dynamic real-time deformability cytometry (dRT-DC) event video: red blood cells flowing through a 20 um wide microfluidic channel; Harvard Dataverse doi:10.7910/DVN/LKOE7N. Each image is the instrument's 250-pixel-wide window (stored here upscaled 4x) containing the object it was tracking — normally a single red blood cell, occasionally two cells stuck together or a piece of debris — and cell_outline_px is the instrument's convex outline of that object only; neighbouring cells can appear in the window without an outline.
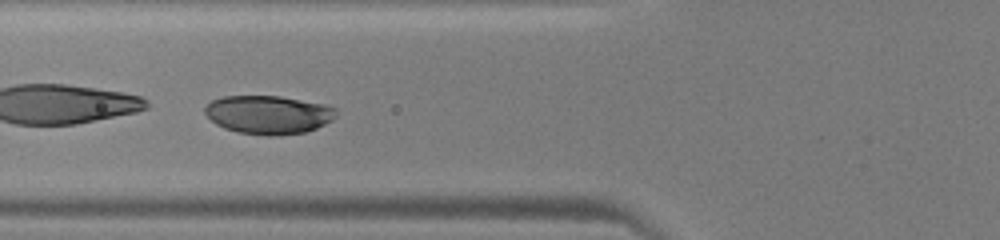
{"species": "human", "species_latin": "Homo sapiens", "temperature_condition": "warm", "stored_images_in_passage": 34, "camera_frame_rate_fps": 3000, "um_per_image_px": 0.085, "donor": {"sex": "male"}, "frame": {"image": 1, "passage_image": 6, "time_ms": 1.667, "image_size_px": [1000, 240], "cell_outline_px": [[336, 116], [332, 120], [316, 128], [304, 132], [276, 136], [268, 136], [236, 132], [224, 128], [216, 124], [204, 112], [204, 108], [212, 100], [224, 96], [280, 96], [324, 104], [336, 108]], "centroid_in_image_um": [22.81, 9.75], "position_along_channel_um": 103.0, "area_um2": 29.42}}
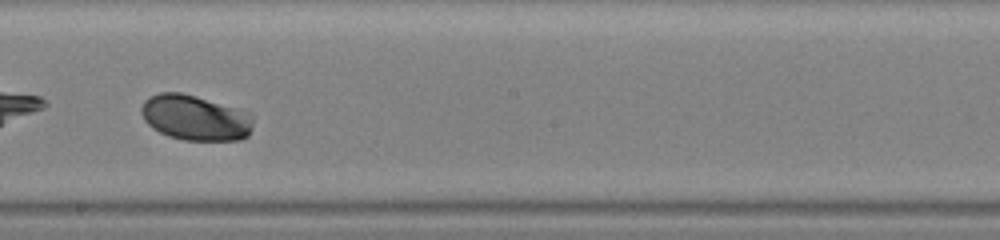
{"frame": {"image": 2, "passage_image": 15, "time_ms": 4.667, "image_size_px": [1000, 240], "cell_outline_px": [[252, 128], [248, 136], [240, 140], [184, 140], [168, 136], [152, 128], [144, 120], [140, 108], [144, 100], [148, 96], [160, 92], [180, 92], [196, 96], [232, 108], [252, 116]], "centroid_in_image_um": [16.52, 10.02], "position_along_channel_um": 231.7, "area_um2": 29.25}}
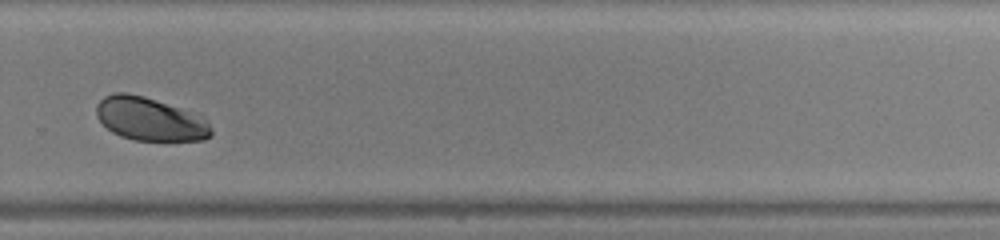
{"frame": {"image": 3, "passage_image": 21, "time_ms": 6.667, "image_size_px": [1000, 240], "cell_outline_px": [[212, 136], [204, 140], [132, 140], [120, 136], [112, 132], [96, 116], [96, 104], [104, 96], [116, 92], [124, 92], [144, 96], [204, 116], [212, 128]], "centroid_in_image_um": [12.76, 10.12], "position_along_channel_um": 317.0, "area_um2": 29.02}}